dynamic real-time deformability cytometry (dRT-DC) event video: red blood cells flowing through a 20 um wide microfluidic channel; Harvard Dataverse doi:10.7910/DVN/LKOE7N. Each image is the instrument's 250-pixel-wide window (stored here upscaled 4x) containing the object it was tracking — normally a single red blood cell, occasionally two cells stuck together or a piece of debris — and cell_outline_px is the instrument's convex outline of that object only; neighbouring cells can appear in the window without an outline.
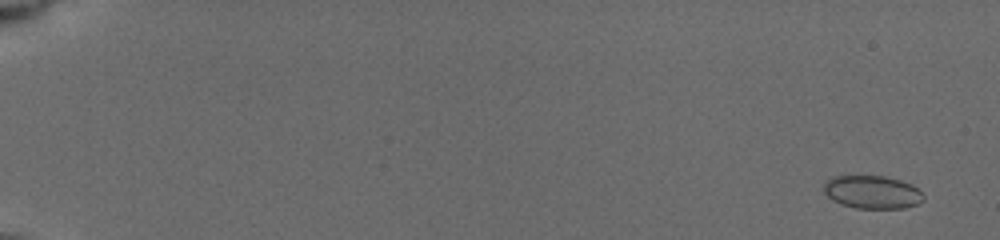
{"species": "common noctule bat (a hibernating species)", "species_latin": "Nyctalus noctula", "temperature_condition": "cold", "stored_images_in_passage": 65, "camera_frame_rate_fps": 3000, "um_per_image_px": 0.085, "animal": {"sex": "female", "body_mass_g": 19.5, "forearm_length_mm": 54.1}, "frame": {"image": 1, "passage_image": 3, "time_ms": 0.667, "image_size_px": [1000, 240], "cell_outline_px": [[924, 200], [916, 204], [904, 208], [856, 208], [832, 200], [824, 192], [824, 180], [832, 176], [884, 176], [900, 180], [912, 184], [924, 196]], "centroid_in_image_um": [74.12, 16.32], "position_along_channel_um": 10.9, "area_um2": 19.13}}
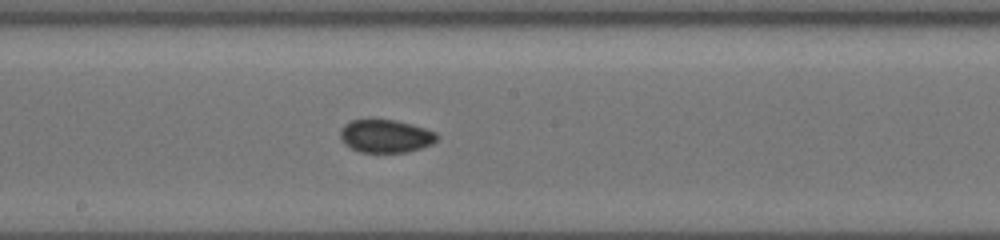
{"frame": {"image": 2, "passage_image": 38, "time_ms": 10.667, "image_size_px": [1000, 240], "cell_outline_px": [[440, 136], [432, 144], [408, 152], [360, 152], [344, 144], [340, 136], [340, 128], [344, 124], [352, 120], [368, 116], [396, 120], [412, 124], [436, 132]], "centroid_in_image_um": [32.75, 11.52], "position_along_channel_um": 215.5, "area_um2": 19.25}}
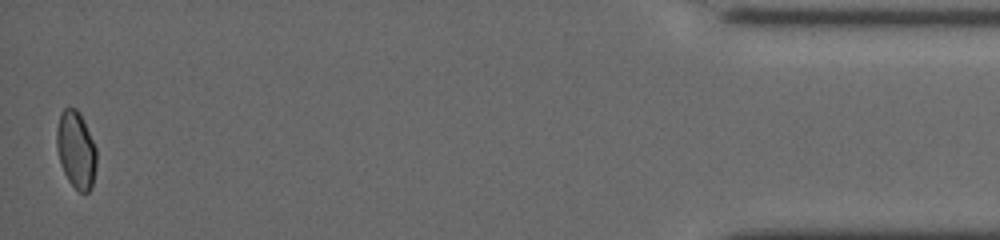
{"frame": {"image": 3, "passage_image": 65, "time_ms": 18.0, "image_size_px": [1000, 240], "cell_outline_px": [[96, 164], [92, 188], [88, 192], [80, 192], [68, 180], [60, 164], [56, 148], [56, 128], [60, 112], [64, 108], [76, 108], [80, 112], [96, 148]], "centroid_in_image_um": [6.45, 12.71], "position_along_channel_um": 428.8, "area_um2": 18.03}, "authors_computed_cell_mechanics": {"area_um2": 18.3804, "velocity_mm_per_s": 3.9037, "shape_relaxation_time_tau1_ms": 7.3097, "shape_relaxation_time_tau2_ms": 1.7398, "deformation_change_tau1": 0.0962, "deformation_change_tau2": 0.0448}}